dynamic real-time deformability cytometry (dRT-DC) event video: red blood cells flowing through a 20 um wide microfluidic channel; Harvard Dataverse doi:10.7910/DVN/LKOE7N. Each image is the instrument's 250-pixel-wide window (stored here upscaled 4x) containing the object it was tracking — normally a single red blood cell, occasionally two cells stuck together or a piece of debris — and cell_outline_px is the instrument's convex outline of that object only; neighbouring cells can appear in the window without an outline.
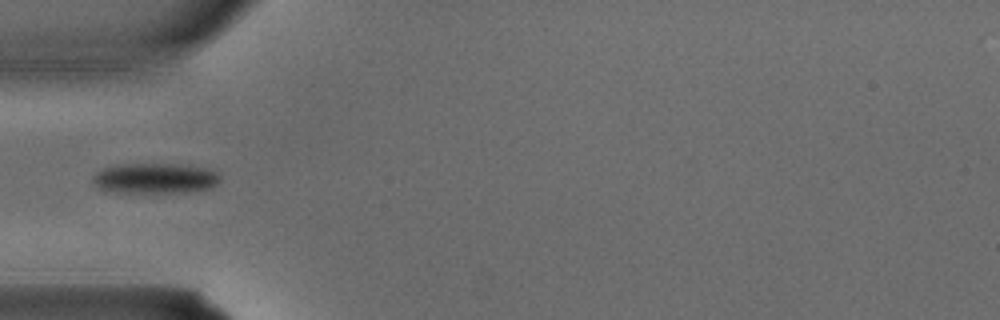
{"species": "common noctule bat (a hibernating species)", "species_latin": "Nyctalus noctula", "temperature_condition": "warm", "stored_images_in_passage": 2, "camera_frame_rate_fps": 3000, "um_per_image_px": 0.085, "animal": {"sex": "male", "body_mass_g": 15.6}, "frame": {"image": 1, "passage_image": 2, "time_ms": 0.333, "image_size_px": [1000, 320], "cell_outline_px": [[220, 180], [216, 184], [208, 188], [184, 192], [104, 192], [92, 184], [92, 176], [96, 172], [104, 168], [120, 164], [188, 164], [212, 168], [220, 172]], "centroid_in_image_um": [13.18, 15.14], "position_along_channel_um": 71.8, "area_um2": 23.0}}